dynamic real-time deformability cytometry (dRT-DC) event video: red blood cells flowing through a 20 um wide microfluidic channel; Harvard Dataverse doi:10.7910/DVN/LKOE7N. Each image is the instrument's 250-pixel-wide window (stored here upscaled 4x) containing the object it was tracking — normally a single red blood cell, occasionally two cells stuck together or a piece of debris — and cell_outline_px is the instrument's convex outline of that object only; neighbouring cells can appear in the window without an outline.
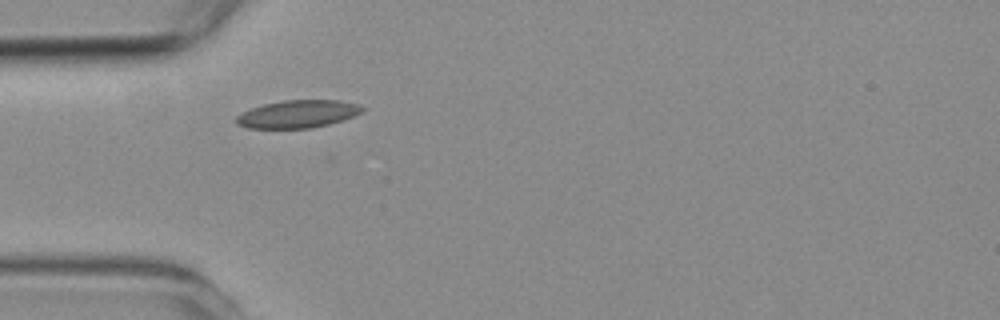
{"species": "common noctule bat (a hibernating species)", "species_latin": "Nyctalus noctula", "temperature_condition": "room temperature", "stored_images_in_passage": 4, "camera_frame_rate_fps": 3000, "um_per_image_px": 0.085, "animal": {"sex": "female", "body_mass_g": 19.3, "forearm_length_mm": 54.1}, "frame": {"image": 1, "passage_image": 1, "time_ms": 0.0, "image_size_px": [1000, 320], "cell_outline_px": [[364, 112], [328, 124], [312, 128], [248, 128], [236, 124], [236, 116], [240, 112], [264, 104], [284, 100], [340, 100], [360, 104], [364, 108]], "centroid_in_image_um": [25.3, 9.68], "position_along_channel_um": 59.7, "area_um2": 20.35}}
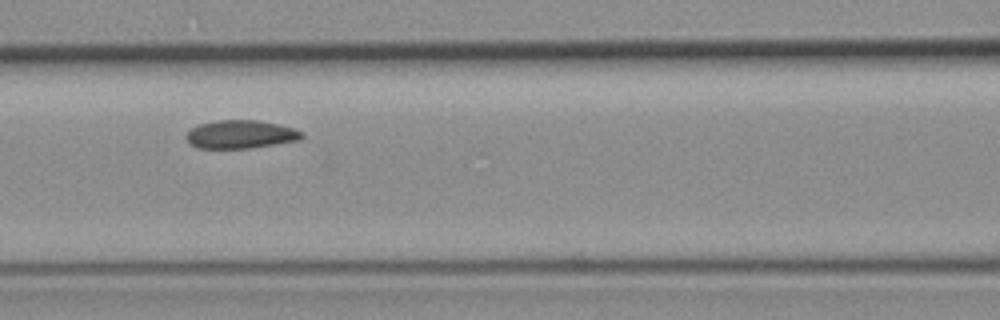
{"frame": {"image": 2, "passage_image": 3, "time_ms": 2.333, "image_size_px": [1000, 320], "cell_outline_px": [[304, 136], [300, 140], [252, 148], [200, 148], [192, 144], [184, 136], [196, 124], [216, 120], [256, 120], [280, 124], [304, 132]], "centroid_in_image_um": [20.47, 11.41], "position_along_channel_um": 146.1, "area_um2": 19.13}}
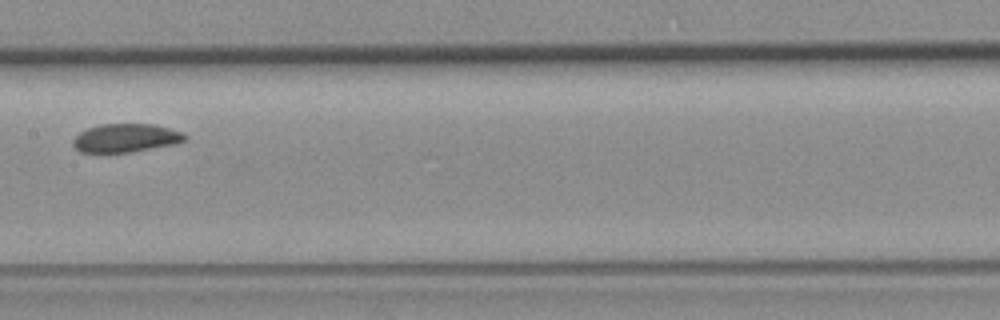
{"frame": {"image": 3, "passage_image": 4, "time_ms": 3.667, "image_size_px": [1000, 320], "cell_outline_px": [[188, 136], [184, 140], [176, 144], [128, 152], [80, 152], [72, 144], [72, 140], [80, 132], [88, 128], [100, 124], [156, 124], [180, 132]], "centroid_in_image_um": [10.68, 11.72], "position_along_channel_um": 196.7, "area_um2": 18.38}}